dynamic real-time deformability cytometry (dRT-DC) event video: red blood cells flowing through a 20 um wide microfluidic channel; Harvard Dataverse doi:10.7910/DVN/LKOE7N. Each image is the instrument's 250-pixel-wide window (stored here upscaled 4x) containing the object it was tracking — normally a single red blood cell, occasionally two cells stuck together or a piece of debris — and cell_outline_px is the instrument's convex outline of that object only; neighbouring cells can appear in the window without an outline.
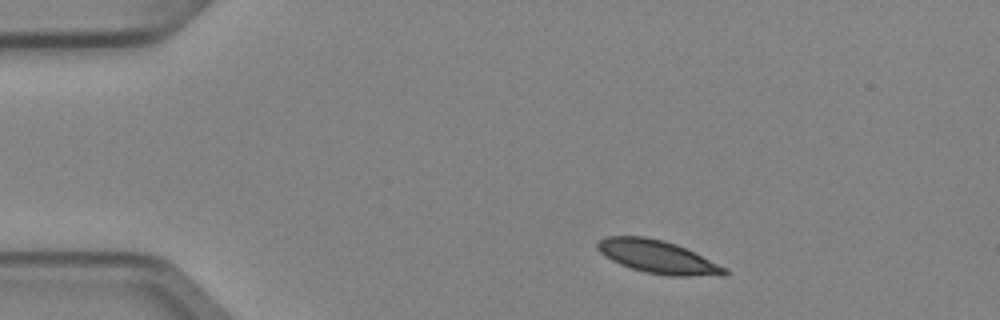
{"species": "Egyptian fruit bat (a non-hibernating species)", "species_latin": "Rousettus aegyptiacus", "temperature_condition": "cold", "stored_images_in_passage": 4, "camera_frame_rate_fps": 3000, "um_per_image_px": 0.085, "animal": {"sex": "female"}, "frame": {"image": 1, "passage_image": 1, "time_ms": 0.0, "image_size_px": [1000, 320], "cell_outline_px": [[728, 272], [724, 276], [672, 276], [644, 272], [620, 264], [604, 256], [596, 248], [596, 244], [600, 240], [608, 236], [644, 236], [664, 240], [676, 244], [728, 268]], "centroid_in_image_um": [55.92, 21.84], "position_along_channel_um": 29.1, "area_um2": 24.45}}
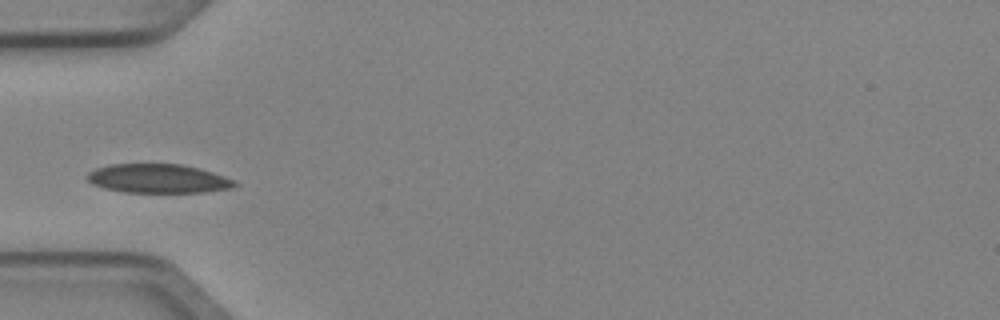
{"frame": {"image": 2, "passage_image": 3, "time_ms": 0.667, "image_size_px": [1000, 320], "cell_outline_px": [[240, 184], [232, 188], [204, 192], [124, 192], [104, 188], [92, 184], [84, 176], [88, 172], [96, 168], [108, 164], [180, 164], [200, 168], [236, 180]], "centroid_in_image_um": [13.44, 15.17], "position_along_channel_um": 71.6, "area_um2": 25.09}}
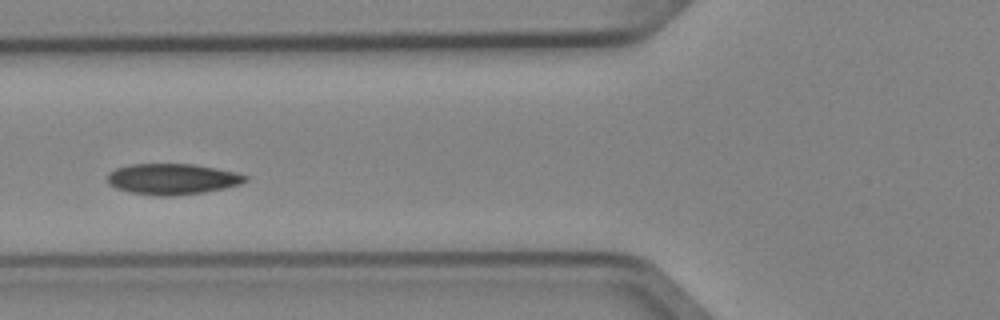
{"frame": {"image": 3, "passage_image": 4, "time_ms": 1.0, "image_size_px": [1000, 320], "cell_outline_px": [[248, 180], [240, 184], [224, 188], [204, 192], [168, 196], [160, 196], [132, 192], [116, 188], [108, 184], [108, 172], [116, 168], [128, 164], [196, 164], [236, 172], [248, 176]], "centroid_in_image_um": [14.65, 15.2], "position_along_channel_um": 111.1, "area_um2": 24.8}}